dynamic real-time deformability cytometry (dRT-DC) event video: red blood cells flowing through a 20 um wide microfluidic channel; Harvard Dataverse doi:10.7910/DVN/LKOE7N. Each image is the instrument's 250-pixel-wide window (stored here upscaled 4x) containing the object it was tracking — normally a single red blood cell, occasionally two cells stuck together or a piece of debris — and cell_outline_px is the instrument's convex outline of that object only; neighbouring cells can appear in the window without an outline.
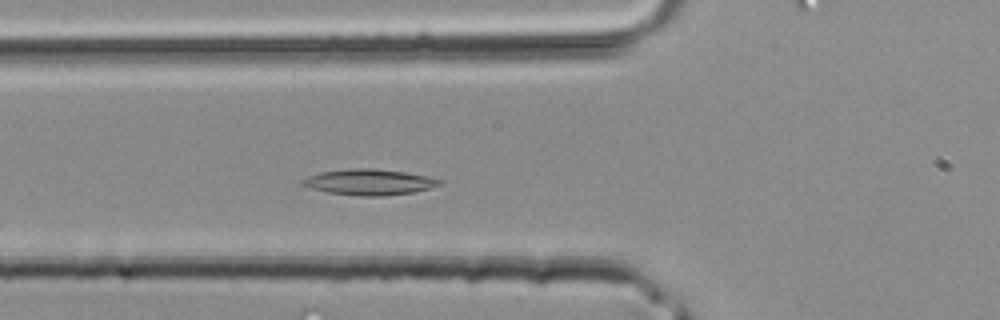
{"species": "common noctule bat (a hibernating species)", "species_latin": "Nyctalus noctula", "temperature_condition": "room temperature", "stored_images_in_passage": 28, "camera_frame_rate_fps": 3000, "um_per_image_px": 0.085, "animal": {"sex": "male", "body_mass_g": 20.4}, "frame": {"image": 1, "passage_image": 8, "time_ms": 2.333, "image_size_px": [1000, 320], "cell_outline_px": [[444, 180], [440, 184], [432, 188], [412, 192], [384, 196], [356, 196], [328, 192], [312, 188], [300, 184], [300, 180], [308, 176], [320, 172], [352, 168], [372, 168], [404, 172], [428, 176]], "centroid_in_image_um": [31.39, 15.48], "position_along_channel_um": 94.4, "area_um2": 20.69}}
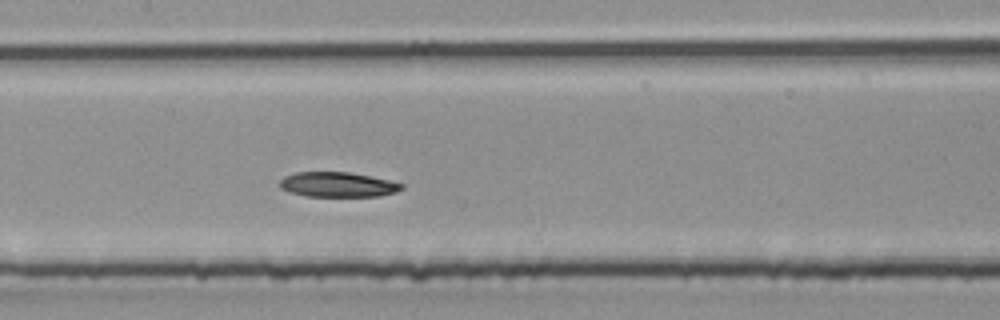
{"frame": {"image": 2, "passage_image": 13, "time_ms": 4.0, "image_size_px": [1000, 320], "cell_outline_px": [[404, 188], [396, 192], [380, 196], [308, 196], [288, 192], [280, 188], [280, 180], [284, 176], [296, 172], [348, 172], [388, 180], [404, 184]], "centroid_in_image_um": [28.69, 15.69], "position_along_channel_um": 178.7, "area_um2": 17.63}}
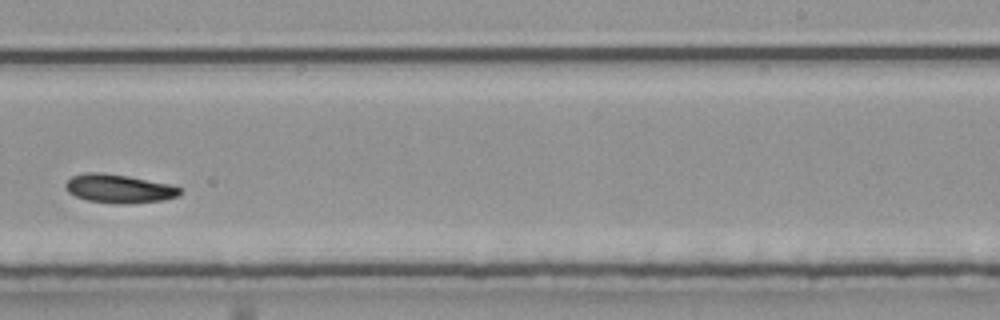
{"frame": {"image": 3, "passage_image": 19, "time_ms": 6.0, "image_size_px": [1000, 320], "cell_outline_px": [[180, 192], [176, 196], [164, 200], [128, 204], [120, 204], [88, 200], [76, 196], [68, 192], [64, 188], [64, 184], [72, 176], [84, 172], [100, 172], [128, 176], [168, 184], [180, 188]], "centroid_in_image_um": [10.06, 16.03], "position_along_channel_um": 278.9, "area_um2": 18.96}}